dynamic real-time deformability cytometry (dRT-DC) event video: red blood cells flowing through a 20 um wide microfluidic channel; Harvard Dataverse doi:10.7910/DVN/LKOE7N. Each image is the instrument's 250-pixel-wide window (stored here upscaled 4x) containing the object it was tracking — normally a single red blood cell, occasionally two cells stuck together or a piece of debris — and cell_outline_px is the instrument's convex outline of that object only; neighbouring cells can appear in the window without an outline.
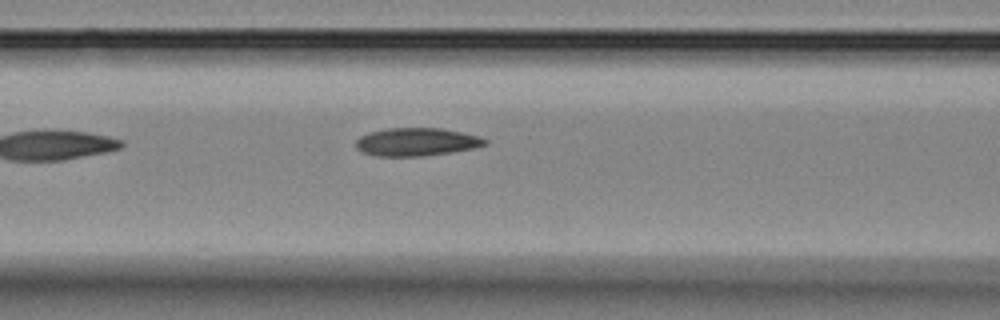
{"species": "Egyptian fruit bat (a non-hibernating species)", "species_latin": "Rousettus aegyptiacus", "temperature_condition": "room temperature", "stored_images_in_passage": 5, "camera_frame_rate_fps": 3000, "um_per_image_px": 0.085, "animal": {"sex": "female"}, "frame": {"image": 1, "passage_image": 5, "time_ms": 4.667, "image_size_px": [1000, 320], "cell_outline_px": [[488, 144], [476, 148], [452, 152], [420, 156], [376, 156], [364, 152], [356, 148], [356, 140], [360, 136], [368, 132], [384, 128], [444, 128], [480, 136], [488, 140]], "centroid_in_image_um": [35.43, 12.05], "position_along_channel_um": 131.2, "area_um2": 21.33}}